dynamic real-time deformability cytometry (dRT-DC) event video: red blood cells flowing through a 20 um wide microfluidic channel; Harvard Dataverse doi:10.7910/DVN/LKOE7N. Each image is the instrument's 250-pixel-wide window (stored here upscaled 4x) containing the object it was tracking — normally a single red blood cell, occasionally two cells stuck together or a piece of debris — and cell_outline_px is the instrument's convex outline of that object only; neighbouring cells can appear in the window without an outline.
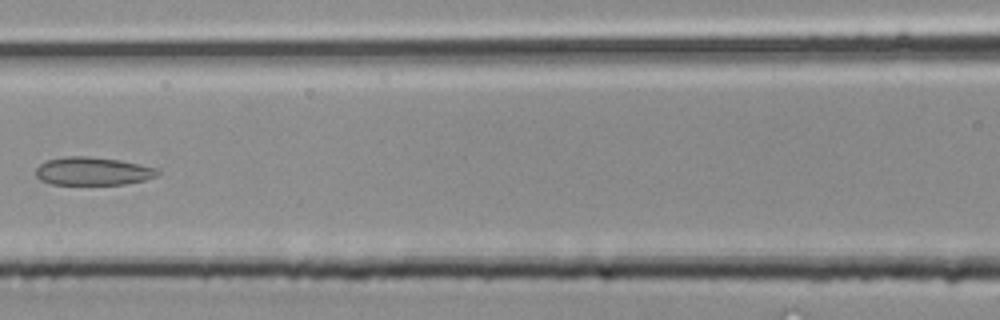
{"species": "common noctule bat (a hibernating species)", "species_latin": "Nyctalus noctula", "temperature_condition": "room temperature", "stored_images_in_passage": 34, "segment_of_instrument_passage": [2, 2], "camera_frame_rate_fps": 3000, "um_per_image_px": 0.085, "animal": {"sex": "male", "body_mass_g": 20.4}, "frame": {"image": 1, "passage_image": 15, "time_ms": 4.667, "image_size_px": [1000, 320], "cell_outline_px": [[160, 172], [156, 176], [144, 180], [124, 184], [52, 184], [40, 180], [36, 176], [36, 168], [40, 164], [48, 160], [68, 156], [88, 156], [120, 160], [160, 168]], "centroid_in_image_um": [7.91, 14.54], "position_along_channel_um": 158.7, "area_um2": 19.94}}
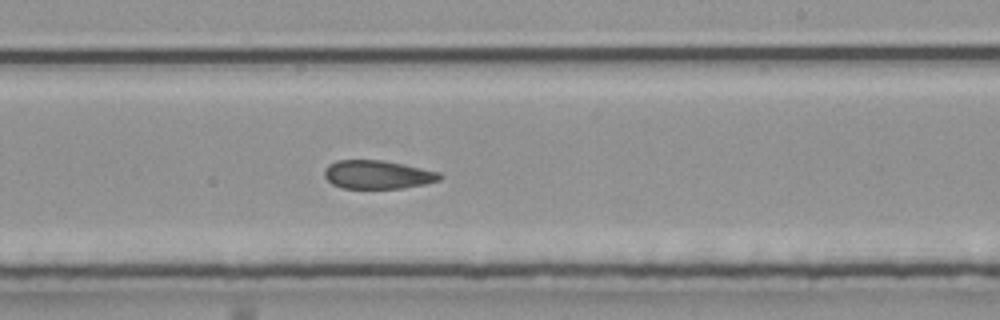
{"frame": {"image": 2, "passage_image": 20, "time_ms": 6.333, "image_size_px": [1000, 320], "cell_outline_px": [[444, 176], [440, 180], [424, 184], [404, 188], [344, 188], [332, 184], [324, 176], [324, 168], [328, 164], [336, 160], [384, 160], [404, 164], [440, 172]], "centroid_in_image_um": [32.1, 14.83], "position_along_channel_um": 256.9, "area_um2": 19.31}}
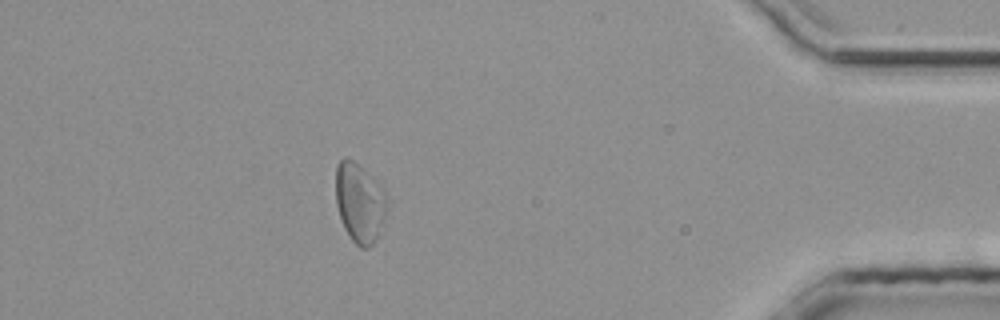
{"frame": {"image": 3, "passage_image": 30, "time_ms": 9.667, "image_size_px": [1000, 320], "cell_outline_px": [[384, 212], [376, 236], [372, 244], [368, 248], [360, 248], [352, 240], [344, 228], [336, 204], [336, 168], [340, 160], [344, 156], [348, 156], [380, 184], [384, 196]], "centroid_in_image_um": [30.49, 17.19], "position_along_channel_um": 404.7, "area_um2": 22.83}}